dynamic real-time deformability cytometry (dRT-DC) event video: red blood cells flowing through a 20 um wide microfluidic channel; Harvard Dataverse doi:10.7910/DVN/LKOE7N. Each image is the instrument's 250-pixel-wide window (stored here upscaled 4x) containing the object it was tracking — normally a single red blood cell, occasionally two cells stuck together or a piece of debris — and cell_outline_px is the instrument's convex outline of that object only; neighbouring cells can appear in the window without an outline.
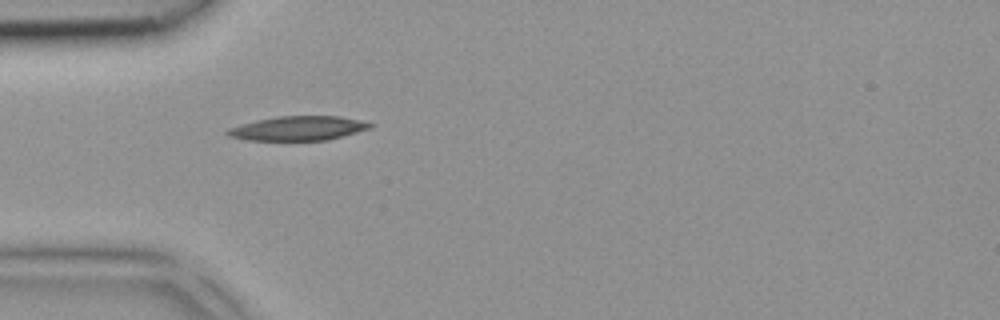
{"species": "common noctule bat (a hibernating species)", "species_latin": "Nyctalus noctula", "temperature_condition": "room temperature", "stored_images_in_passage": 2, "camera_frame_rate_fps": 3000, "um_per_image_px": 0.085, "animal": {"sex": "female", "body_mass_g": 18.4}, "frame": {"image": 1, "passage_image": 1, "time_ms": 0.0, "image_size_px": [1000, 320], "cell_outline_px": [[372, 128], [328, 140], [244, 140], [228, 136], [224, 132], [228, 128], [240, 124], [256, 120], [276, 116], [340, 116], [360, 120], [372, 124]], "centroid_in_image_um": [25.3, 10.9], "position_along_channel_um": 59.7, "area_um2": 20.29}}